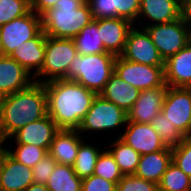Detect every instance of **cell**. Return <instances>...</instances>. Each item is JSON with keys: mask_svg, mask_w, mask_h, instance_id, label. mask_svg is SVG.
<instances>
[{"mask_svg": "<svg viewBox=\"0 0 191 191\" xmlns=\"http://www.w3.org/2000/svg\"><path fill=\"white\" fill-rule=\"evenodd\" d=\"M93 20L86 0H61L41 15L45 35L63 39H73Z\"/></svg>", "mask_w": 191, "mask_h": 191, "instance_id": "3957f363", "label": "cell"}, {"mask_svg": "<svg viewBox=\"0 0 191 191\" xmlns=\"http://www.w3.org/2000/svg\"><path fill=\"white\" fill-rule=\"evenodd\" d=\"M44 87L48 115L59 129L77 130L97 94L69 79L53 80Z\"/></svg>", "mask_w": 191, "mask_h": 191, "instance_id": "6da1fadb", "label": "cell"}, {"mask_svg": "<svg viewBox=\"0 0 191 191\" xmlns=\"http://www.w3.org/2000/svg\"><path fill=\"white\" fill-rule=\"evenodd\" d=\"M139 93L140 91L136 87L131 86L113 73L99 95L127 113L137 101Z\"/></svg>", "mask_w": 191, "mask_h": 191, "instance_id": "603a6c76", "label": "cell"}, {"mask_svg": "<svg viewBox=\"0 0 191 191\" xmlns=\"http://www.w3.org/2000/svg\"><path fill=\"white\" fill-rule=\"evenodd\" d=\"M23 191H49L45 184H30L25 190Z\"/></svg>", "mask_w": 191, "mask_h": 191, "instance_id": "60d3db41", "label": "cell"}, {"mask_svg": "<svg viewBox=\"0 0 191 191\" xmlns=\"http://www.w3.org/2000/svg\"><path fill=\"white\" fill-rule=\"evenodd\" d=\"M0 56H2V41H1V36H0Z\"/></svg>", "mask_w": 191, "mask_h": 191, "instance_id": "7dc6e473", "label": "cell"}, {"mask_svg": "<svg viewBox=\"0 0 191 191\" xmlns=\"http://www.w3.org/2000/svg\"><path fill=\"white\" fill-rule=\"evenodd\" d=\"M42 31L41 16L32 10L0 26L2 55L11 56L23 42L35 38Z\"/></svg>", "mask_w": 191, "mask_h": 191, "instance_id": "9c48e42d", "label": "cell"}, {"mask_svg": "<svg viewBox=\"0 0 191 191\" xmlns=\"http://www.w3.org/2000/svg\"><path fill=\"white\" fill-rule=\"evenodd\" d=\"M127 123V113L116 104L96 95L89 111L81 121L77 131L83 132L108 131L123 127ZM120 126V127H119Z\"/></svg>", "mask_w": 191, "mask_h": 191, "instance_id": "8992f818", "label": "cell"}, {"mask_svg": "<svg viewBox=\"0 0 191 191\" xmlns=\"http://www.w3.org/2000/svg\"><path fill=\"white\" fill-rule=\"evenodd\" d=\"M31 11V0H0V26Z\"/></svg>", "mask_w": 191, "mask_h": 191, "instance_id": "1f68e13d", "label": "cell"}, {"mask_svg": "<svg viewBox=\"0 0 191 191\" xmlns=\"http://www.w3.org/2000/svg\"><path fill=\"white\" fill-rule=\"evenodd\" d=\"M48 115L47 94L44 84L33 82L26 89L4 97L0 119L9 140L23 126Z\"/></svg>", "mask_w": 191, "mask_h": 191, "instance_id": "7a4b0ae2", "label": "cell"}, {"mask_svg": "<svg viewBox=\"0 0 191 191\" xmlns=\"http://www.w3.org/2000/svg\"><path fill=\"white\" fill-rule=\"evenodd\" d=\"M171 162L172 148L169 147L141 155L134 175L158 184Z\"/></svg>", "mask_w": 191, "mask_h": 191, "instance_id": "7402d4cb", "label": "cell"}, {"mask_svg": "<svg viewBox=\"0 0 191 191\" xmlns=\"http://www.w3.org/2000/svg\"><path fill=\"white\" fill-rule=\"evenodd\" d=\"M93 19L115 18V0H87Z\"/></svg>", "mask_w": 191, "mask_h": 191, "instance_id": "8d00e7d4", "label": "cell"}, {"mask_svg": "<svg viewBox=\"0 0 191 191\" xmlns=\"http://www.w3.org/2000/svg\"><path fill=\"white\" fill-rule=\"evenodd\" d=\"M181 17V7H179L173 0H140V11L138 19L140 26L143 27V18L149 19L151 26L155 24L169 23ZM152 22V23H151Z\"/></svg>", "mask_w": 191, "mask_h": 191, "instance_id": "ffe728a7", "label": "cell"}, {"mask_svg": "<svg viewBox=\"0 0 191 191\" xmlns=\"http://www.w3.org/2000/svg\"><path fill=\"white\" fill-rule=\"evenodd\" d=\"M56 160L47 153L33 168V179L36 184H45L50 174L54 171Z\"/></svg>", "mask_w": 191, "mask_h": 191, "instance_id": "d590c367", "label": "cell"}, {"mask_svg": "<svg viewBox=\"0 0 191 191\" xmlns=\"http://www.w3.org/2000/svg\"><path fill=\"white\" fill-rule=\"evenodd\" d=\"M46 187L49 191H82V179L76 175L72 166L57 163Z\"/></svg>", "mask_w": 191, "mask_h": 191, "instance_id": "d4e9b609", "label": "cell"}, {"mask_svg": "<svg viewBox=\"0 0 191 191\" xmlns=\"http://www.w3.org/2000/svg\"><path fill=\"white\" fill-rule=\"evenodd\" d=\"M140 11V0H115V18H123L132 24L137 22ZM136 20V21H135Z\"/></svg>", "mask_w": 191, "mask_h": 191, "instance_id": "e575fe53", "label": "cell"}, {"mask_svg": "<svg viewBox=\"0 0 191 191\" xmlns=\"http://www.w3.org/2000/svg\"><path fill=\"white\" fill-rule=\"evenodd\" d=\"M161 112L176 129L187 136L191 128V88L167 86Z\"/></svg>", "mask_w": 191, "mask_h": 191, "instance_id": "30bf717a", "label": "cell"}, {"mask_svg": "<svg viewBox=\"0 0 191 191\" xmlns=\"http://www.w3.org/2000/svg\"><path fill=\"white\" fill-rule=\"evenodd\" d=\"M108 150L113 155L123 175H134L140 160V154L131 146H128L120 138L115 139L109 145Z\"/></svg>", "mask_w": 191, "mask_h": 191, "instance_id": "484cf974", "label": "cell"}, {"mask_svg": "<svg viewBox=\"0 0 191 191\" xmlns=\"http://www.w3.org/2000/svg\"><path fill=\"white\" fill-rule=\"evenodd\" d=\"M33 79L11 56H0V92L3 95L26 89L34 82Z\"/></svg>", "mask_w": 191, "mask_h": 191, "instance_id": "ac0fdd59", "label": "cell"}, {"mask_svg": "<svg viewBox=\"0 0 191 191\" xmlns=\"http://www.w3.org/2000/svg\"><path fill=\"white\" fill-rule=\"evenodd\" d=\"M15 149H6V152L16 161L33 168L41 159L46 156L48 151L29 144H15Z\"/></svg>", "mask_w": 191, "mask_h": 191, "instance_id": "f546056e", "label": "cell"}, {"mask_svg": "<svg viewBox=\"0 0 191 191\" xmlns=\"http://www.w3.org/2000/svg\"><path fill=\"white\" fill-rule=\"evenodd\" d=\"M73 41L77 53L80 55L106 53L100 36L99 19H94L85 26L79 34L73 38Z\"/></svg>", "mask_w": 191, "mask_h": 191, "instance_id": "cb8c5ba5", "label": "cell"}, {"mask_svg": "<svg viewBox=\"0 0 191 191\" xmlns=\"http://www.w3.org/2000/svg\"><path fill=\"white\" fill-rule=\"evenodd\" d=\"M116 191H158V184L135 175H123L117 183Z\"/></svg>", "mask_w": 191, "mask_h": 191, "instance_id": "d6a6232c", "label": "cell"}, {"mask_svg": "<svg viewBox=\"0 0 191 191\" xmlns=\"http://www.w3.org/2000/svg\"><path fill=\"white\" fill-rule=\"evenodd\" d=\"M164 67L144 65L116 56L114 73L139 91H144L155 87H167Z\"/></svg>", "mask_w": 191, "mask_h": 191, "instance_id": "ba28073f", "label": "cell"}, {"mask_svg": "<svg viewBox=\"0 0 191 191\" xmlns=\"http://www.w3.org/2000/svg\"><path fill=\"white\" fill-rule=\"evenodd\" d=\"M59 130L56 123L47 115L38 121L23 126L11 138L13 137L15 144L34 145L48 151L55 134Z\"/></svg>", "mask_w": 191, "mask_h": 191, "instance_id": "5bb4252c", "label": "cell"}, {"mask_svg": "<svg viewBox=\"0 0 191 191\" xmlns=\"http://www.w3.org/2000/svg\"><path fill=\"white\" fill-rule=\"evenodd\" d=\"M126 130L117 138H120L128 146H131L140 155L149 154L166 148L161 137L153 129L150 123L127 122Z\"/></svg>", "mask_w": 191, "mask_h": 191, "instance_id": "7c38bea8", "label": "cell"}, {"mask_svg": "<svg viewBox=\"0 0 191 191\" xmlns=\"http://www.w3.org/2000/svg\"><path fill=\"white\" fill-rule=\"evenodd\" d=\"M33 183L32 168L16 161L5 151L0 160V191H23Z\"/></svg>", "mask_w": 191, "mask_h": 191, "instance_id": "4fadbf2b", "label": "cell"}, {"mask_svg": "<svg viewBox=\"0 0 191 191\" xmlns=\"http://www.w3.org/2000/svg\"><path fill=\"white\" fill-rule=\"evenodd\" d=\"M179 7L182 8V6L186 3L187 0H173Z\"/></svg>", "mask_w": 191, "mask_h": 191, "instance_id": "7bdbcfd3", "label": "cell"}, {"mask_svg": "<svg viewBox=\"0 0 191 191\" xmlns=\"http://www.w3.org/2000/svg\"><path fill=\"white\" fill-rule=\"evenodd\" d=\"M167 87L140 91L137 101L127 112V122L151 123L162 110Z\"/></svg>", "mask_w": 191, "mask_h": 191, "instance_id": "9a60e30c", "label": "cell"}, {"mask_svg": "<svg viewBox=\"0 0 191 191\" xmlns=\"http://www.w3.org/2000/svg\"><path fill=\"white\" fill-rule=\"evenodd\" d=\"M172 162L191 177V140L185 138L179 146L172 148Z\"/></svg>", "mask_w": 191, "mask_h": 191, "instance_id": "836d02e7", "label": "cell"}, {"mask_svg": "<svg viewBox=\"0 0 191 191\" xmlns=\"http://www.w3.org/2000/svg\"><path fill=\"white\" fill-rule=\"evenodd\" d=\"M116 56L106 52L101 54H78L70 63L67 79L76 81L99 95L110 76L114 73Z\"/></svg>", "mask_w": 191, "mask_h": 191, "instance_id": "277c9868", "label": "cell"}, {"mask_svg": "<svg viewBox=\"0 0 191 191\" xmlns=\"http://www.w3.org/2000/svg\"><path fill=\"white\" fill-rule=\"evenodd\" d=\"M186 138H188V139L191 140V128H190V131H189V133L187 134Z\"/></svg>", "mask_w": 191, "mask_h": 191, "instance_id": "c3c4849f", "label": "cell"}, {"mask_svg": "<svg viewBox=\"0 0 191 191\" xmlns=\"http://www.w3.org/2000/svg\"><path fill=\"white\" fill-rule=\"evenodd\" d=\"M100 153L101 150L97 146L87 144L84 140L81 142L77 157L72 165L80 179L93 175Z\"/></svg>", "mask_w": 191, "mask_h": 191, "instance_id": "4316f807", "label": "cell"}, {"mask_svg": "<svg viewBox=\"0 0 191 191\" xmlns=\"http://www.w3.org/2000/svg\"><path fill=\"white\" fill-rule=\"evenodd\" d=\"M77 55L73 39L46 36L44 63L34 81L44 84L53 80L67 79L70 63ZM41 76L46 78L39 79Z\"/></svg>", "mask_w": 191, "mask_h": 191, "instance_id": "5b68a950", "label": "cell"}, {"mask_svg": "<svg viewBox=\"0 0 191 191\" xmlns=\"http://www.w3.org/2000/svg\"><path fill=\"white\" fill-rule=\"evenodd\" d=\"M116 183L97 175L82 179V191H116Z\"/></svg>", "mask_w": 191, "mask_h": 191, "instance_id": "74e56055", "label": "cell"}, {"mask_svg": "<svg viewBox=\"0 0 191 191\" xmlns=\"http://www.w3.org/2000/svg\"><path fill=\"white\" fill-rule=\"evenodd\" d=\"M165 83L169 87L191 88V44L165 61Z\"/></svg>", "mask_w": 191, "mask_h": 191, "instance_id": "e0dca14e", "label": "cell"}, {"mask_svg": "<svg viewBox=\"0 0 191 191\" xmlns=\"http://www.w3.org/2000/svg\"><path fill=\"white\" fill-rule=\"evenodd\" d=\"M150 124L161 137V140L166 147H177L186 138L182 132L176 129L175 126L168 121L162 112H159Z\"/></svg>", "mask_w": 191, "mask_h": 191, "instance_id": "f1b7e54d", "label": "cell"}, {"mask_svg": "<svg viewBox=\"0 0 191 191\" xmlns=\"http://www.w3.org/2000/svg\"><path fill=\"white\" fill-rule=\"evenodd\" d=\"M45 45L46 35L42 30L35 38L23 42V44L13 52L11 57L30 75L32 74V77H35L40 72L44 63ZM32 70H34V72Z\"/></svg>", "mask_w": 191, "mask_h": 191, "instance_id": "d6986e66", "label": "cell"}, {"mask_svg": "<svg viewBox=\"0 0 191 191\" xmlns=\"http://www.w3.org/2000/svg\"><path fill=\"white\" fill-rule=\"evenodd\" d=\"M83 140L77 130L60 129L55 134L48 153L58 164L72 166Z\"/></svg>", "mask_w": 191, "mask_h": 191, "instance_id": "44dd1931", "label": "cell"}, {"mask_svg": "<svg viewBox=\"0 0 191 191\" xmlns=\"http://www.w3.org/2000/svg\"><path fill=\"white\" fill-rule=\"evenodd\" d=\"M145 29L164 61L189 43V25L182 16L169 23L146 26Z\"/></svg>", "mask_w": 191, "mask_h": 191, "instance_id": "52a82bcc", "label": "cell"}, {"mask_svg": "<svg viewBox=\"0 0 191 191\" xmlns=\"http://www.w3.org/2000/svg\"><path fill=\"white\" fill-rule=\"evenodd\" d=\"M158 191H191V177L171 162L158 183Z\"/></svg>", "mask_w": 191, "mask_h": 191, "instance_id": "83f0119b", "label": "cell"}, {"mask_svg": "<svg viewBox=\"0 0 191 191\" xmlns=\"http://www.w3.org/2000/svg\"><path fill=\"white\" fill-rule=\"evenodd\" d=\"M6 140H8V138L4 134L2 124H1V119H0V146H4L3 143H5Z\"/></svg>", "mask_w": 191, "mask_h": 191, "instance_id": "b9f144b4", "label": "cell"}, {"mask_svg": "<svg viewBox=\"0 0 191 191\" xmlns=\"http://www.w3.org/2000/svg\"><path fill=\"white\" fill-rule=\"evenodd\" d=\"M5 151H6V148H4L3 146H0V160Z\"/></svg>", "mask_w": 191, "mask_h": 191, "instance_id": "f6af8a7d", "label": "cell"}, {"mask_svg": "<svg viewBox=\"0 0 191 191\" xmlns=\"http://www.w3.org/2000/svg\"><path fill=\"white\" fill-rule=\"evenodd\" d=\"M4 97H5V95H3V94L0 92V111H1V108H2V105H3Z\"/></svg>", "mask_w": 191, "mask_h": 191, "instance_id": "ee69618b", "label": "cell"}, {"mask_svg": "<svg viewBox=\"0 0 191 191\" xmlns=\"http://www.w3.org/2000/svg\"><path fill=\"white\" fill-rule=\"evenodd\" d=\"M181 16L188 22L191 23V0H187L181 8Z\"/></svg>", "mask_w": 191, "mask_h": 191, "instance_id": "ab89813d", "label": "cell"}, {"mask_svg": "<svg viewBox=\"0 0 191 191\" xmlns=\"http://www.w3.org/2000/svg\"><path fill=\"white\" fill-rule=\"evenodd\" d=\"M122 58L150 66H165V61L145 28L132 27L128 33Z\"/></svg>", "mask_w": 191, "mask_h": 191, "instance_id": "8fae6325", "label": "cell"}, {"mask_svg": "<svg viewBox=\"0 0 191 191\" xmlns=\"http://www.w3.org/2000/svg\"><path fill=\"white\" fill-rule=\"evenodd\" d=\"M61 0H31V10L41 16L47 10L54 8Z\"/></svg>", "mask_w": 191, "mask_h": 191, "instance_id": "f35d334b", "label": "cell"}, {"mask_svg": "<svg viewBox=\"0 0 191 191\" xmlns=\"http://www.w3.org/2000/svg\"><path fill=\"white\" fill-rule=\"evenodd\" d=\"M189 25V43L191 44V23H188Z\"/></svg>", "mask_w": 191, "mask_h": 191, "instance_id": "bcb514c9", "label": "cell"}, {"mask_svg": "<svg viewBox=\"0 0 191 191\" xmlns=\"http://www.w3.org/2000/svg\"><path fill=\"white\" fill-rule=\"evenodd\" d=\"M93 175L100 176L110 182L118 183L123 177L119 166L115 162V159L111 152L106 149L101 151L97 163L95 165Z\"/></svg>", "mask_w": 191, "mask_h": 191, "instance_id": "4dcf8cb0", "label": "cell"}, {"mask_svg": "<svg viewBox=\"0 0 191 191\" xmlns=\"http://www.w3.org/2000/svg\"><path fill=\"white\" fill-rule=\"evenodd\" d=\"M133 26L130 21L119 17L99 18V31L105 51L120 56Z\"/></svg>", "mask_w": 191, "mask_h": 191, "instance_id": "2e32d148", "label": "cell"}]
</instances>
